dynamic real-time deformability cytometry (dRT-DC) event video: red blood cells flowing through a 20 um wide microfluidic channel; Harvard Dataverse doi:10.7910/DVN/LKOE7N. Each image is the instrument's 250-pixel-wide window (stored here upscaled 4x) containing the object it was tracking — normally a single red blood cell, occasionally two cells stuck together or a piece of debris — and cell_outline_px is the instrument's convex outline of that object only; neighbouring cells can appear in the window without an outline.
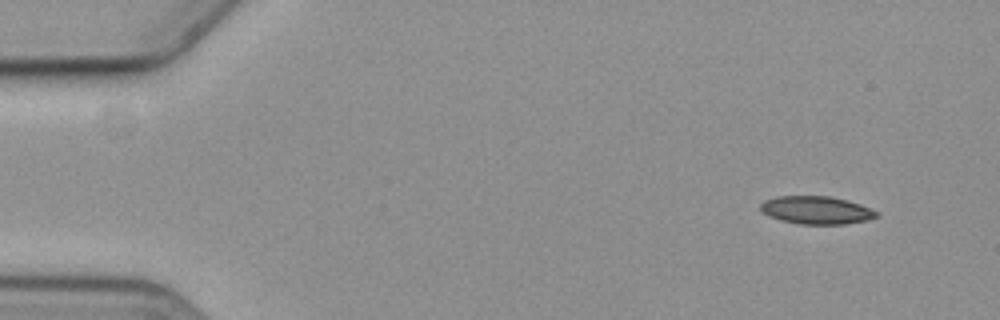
{"species": "common noctule bat (a hibernating species)", "species_latin": "Nyctalus noctula", "temperature_condition": "cold", "stored_images_in_passage": 9, "camera_frame_rate_fps": 3000, "um_per_image_px": 0.085, "animal": {"sex": "female", "body_mass_g": 19.3, "forearm_length_mm": 54.1}, "frame": {"image": 1, "passage_image": 1, "time_ms": 0.0, "image_size_px": [1000, 320], "cell_outline_px": [[880, 216], [868, 220], [844, 224], [800, 224], [780, 220], [768, 216], [760, 208], [760, 204], [764, 200], [776, 196], [832, 196], [848, 200], [860, 204], [876, 212]], "centroid_in_image_um": [69.38, 17.86], "position_along_channel_um": 15.6, "area_um2": 18.9}}
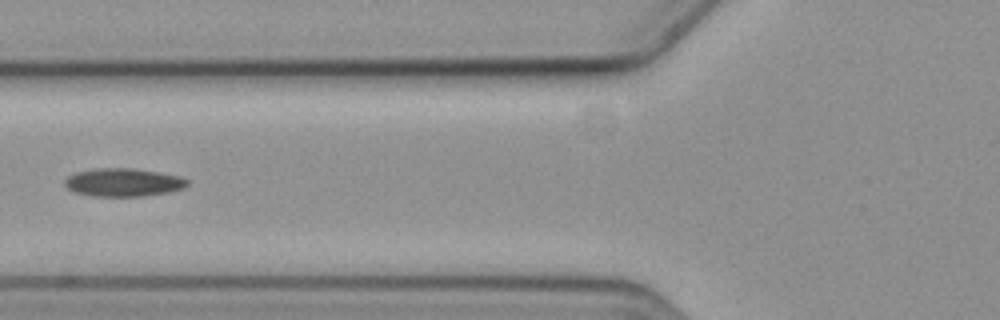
{"frame": {"image": 2, "passage_image": 6, "time_ms": 6.0, "image_size_px": [1000, 320], "cell_outline_px": [[188, 184], [184, 188], [168, 192], [144, 196], [92, 196], [72, 192], [64, 184], [64, 180], [68, 176], [76, 172], [96, 168], [132, 168], [180, 176], [188, 180]], "centroid_in_image_um": [10.45, 15.5], "position_along_channel_um": 115.3, "area_um2": 20.11}}
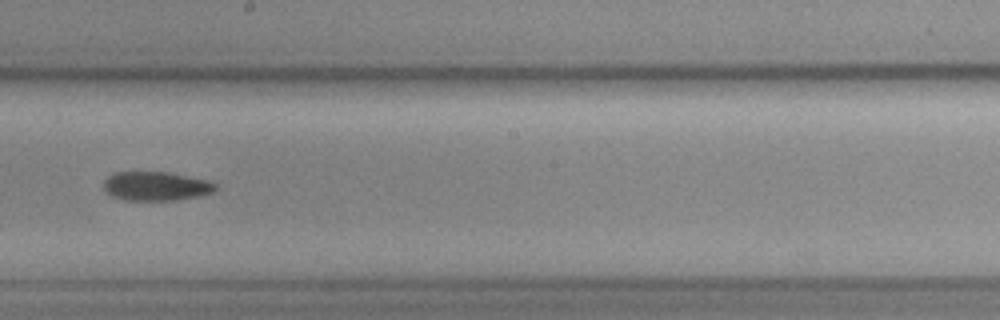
{"frame": {"image": 3, "passage_image": 9, "time_ms": 9.333, "image_size_px": [1000, 320], "cell_outline_px": [[216, 188], [212, 192], [200, 196], [176, 200], [124, 200], [112, 196], [104, 188], [104, 180], [112, 172], [168, 172], [208, 180], [216, 184]], "centroid_in_image_um": [13.25, 15.82], "position_along_channel_um": 234.9, "area_um2": 18.9}}